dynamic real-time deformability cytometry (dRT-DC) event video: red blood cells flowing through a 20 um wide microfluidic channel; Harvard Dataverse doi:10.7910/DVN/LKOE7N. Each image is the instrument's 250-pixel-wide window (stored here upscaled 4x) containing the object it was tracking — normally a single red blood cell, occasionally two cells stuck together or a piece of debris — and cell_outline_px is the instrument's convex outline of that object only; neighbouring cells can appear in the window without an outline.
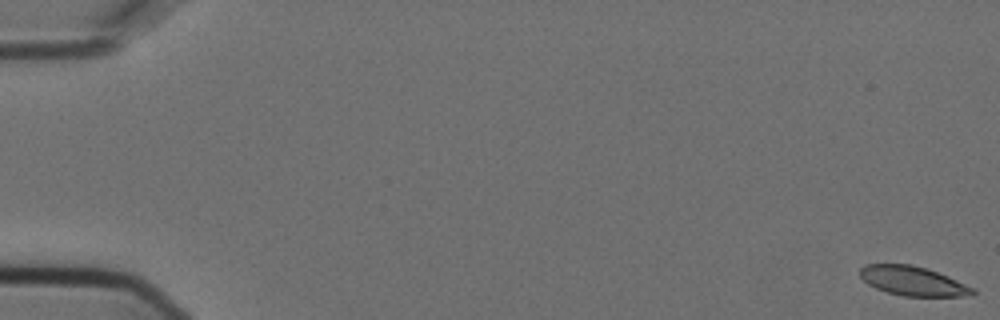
{"species": "Egyptian fruit bat (a non-hibernating species)", "species_latin": "Rousettus aegyptiacus", "temperature_condition": "cold", "stored_images_in_passage": 5, "camera_frame_rate_fps": 3000, "um_per_image_px": 0.085, "animal": {"sex": "female"}, "frame": {"image": 1, "passage_image": 1, "time_ms": 0.0, "image_size_px": [1000, 320], "cell_outline_px": [[976, 292], [972, 296], [904, 296], [888, 292], [876, 288], [868, 284], [860, 276], [860, 268], [864, 264], [912, 264], [928, 268], [948, 276], [976, 288]], "centroid_in_image_um": [77.64, 23.88], "position_along_channel_um": 7.4, "area_um2": 19.42}}
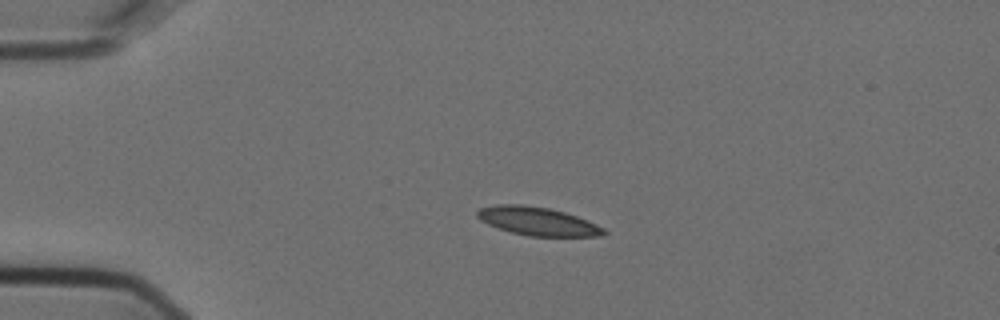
{"frame": {"image": 2, "passage_image": 4, "time_ms": 1.0, "image_size_px": [1000, 320], "cell_outline_px": [[608, 232], [604, 236], [528, 236], [496, 228], [480, 220], [476, 216], [476, 212], [480, 208], [496, 204], [520, 204], [548, 208], [564, 212], [576, 216], [596, 224], [604, 228]], "centroid_in_image_um": [45.68, 18.81], "position_along_channel_um": 39.3, "area_um2": 20.92}}